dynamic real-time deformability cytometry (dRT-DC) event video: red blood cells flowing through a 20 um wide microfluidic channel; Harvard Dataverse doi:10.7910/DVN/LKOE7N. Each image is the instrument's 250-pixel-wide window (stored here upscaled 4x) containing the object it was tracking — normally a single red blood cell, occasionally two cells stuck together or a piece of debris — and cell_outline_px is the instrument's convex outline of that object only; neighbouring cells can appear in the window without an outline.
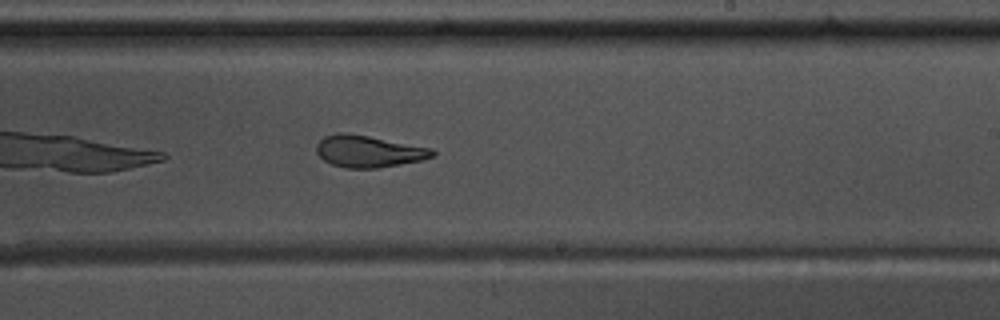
{"species": "common noctule bat (a hibernating species)", "species_latin": "Nyctalus noctula", "temperature_condition": "warm", "stored_images_in_passage": 39, "camera_frame_rate_fps": 3000, "um_per_image_px": 0.085, "animal": {"sex": "male", "body_mass_g": 17.5, "forearm_length_mm": 52.3}, "frame": {"image": 1, "passage_image": 17, "time_ms": 5.333, "image_size_px": [1000, 320], "cell_outline_px": [[436, 156], [420, 160], [376, 168], [344, 168], [332, 164], [324, 160], [316, 152], [316, 144], [324, 136], [336, 132], [344, 132], [368, 136], [432, 148], [436, 152]], "centroid_in_image_um": [31.3, 12.85], "position_along_channel_um": 257.7, "area_um2": 21.44}, "authors_computed_cell_mechanics": {"area_um2": 21.7328, "velocity_mm_per_s": 3.6521, "shape_relaxation_time_tau1_ms": 8.8132, "shape_relaxation_time_tau2_ms": 2.0889, "deformation_change_tau1": 0.2638, "deformation_change_tau2": 0.1062}}